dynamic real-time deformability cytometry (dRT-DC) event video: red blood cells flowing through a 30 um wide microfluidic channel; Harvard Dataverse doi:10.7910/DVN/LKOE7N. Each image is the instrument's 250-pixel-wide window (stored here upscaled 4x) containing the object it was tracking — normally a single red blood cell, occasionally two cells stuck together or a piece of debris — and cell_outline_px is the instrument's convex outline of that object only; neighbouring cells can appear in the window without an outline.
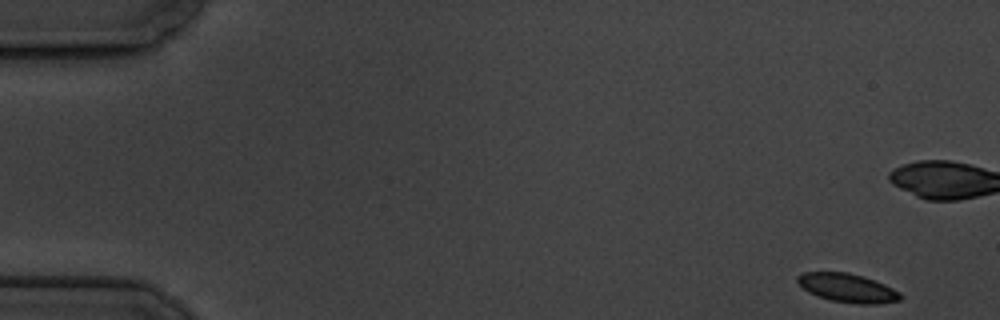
{"species": "common noctule bat (a hibernating species)", "species_latin": "Nyctalus noctula", "temperature_condition": "cold", "stored_images_in_passage": 6, "camera_frame_rate_fps": 3000, "um_per_image_px": 0.085, "animal": {"sex": "male", "body_mass_g": 19.5, "forearm_length_mm": 54.6}, "frame": {"image": 1, "passage_image": 1, "time_ms": 0.0, "image_size_px": [1000, 320], "cell_outline_px": [[904, 296], [900, 300], [880, 304], [856, 304], [832, 300], [816, 296], [808, 292], [796, 280], [796, 276], [804, 272], [848, 272], [864, 276], [884, 284], [900, 292]], "centroid_in_image_um": [72.06, 24.48], "position_along_channel_um": 12.9, "area_um2": 17.34}}